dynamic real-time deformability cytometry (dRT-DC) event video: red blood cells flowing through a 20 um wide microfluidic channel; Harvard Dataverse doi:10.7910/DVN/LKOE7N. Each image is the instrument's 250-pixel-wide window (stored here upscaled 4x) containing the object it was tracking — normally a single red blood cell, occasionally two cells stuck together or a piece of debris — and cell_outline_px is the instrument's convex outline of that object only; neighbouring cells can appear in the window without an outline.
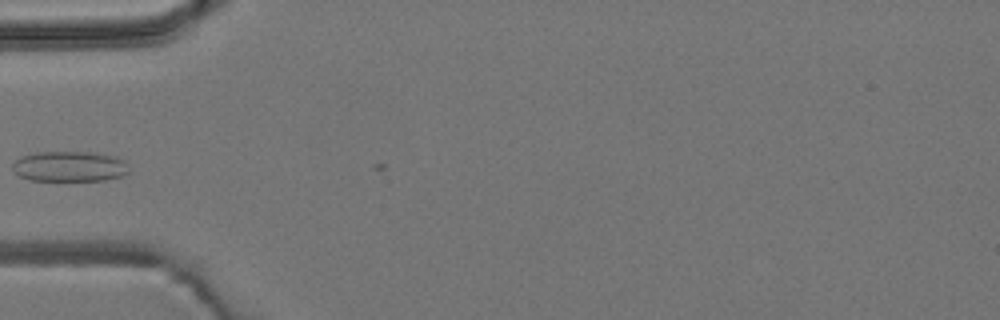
{"species": "common noctule bat (a hibernating species)", "species_latin": "Nyctalus noctula", "temperature_condition": "room temperature", "stored_images_in_passage": 4, "camera_frame_rate_fps": 3000, "um_per_image_px": 0.085, "animal": {"sex": "male", "body_mass_g": 19.2, "forearm_length_mm": 51.8}, "frame": {"image": 1, "passage_image": 4, "time_ms": 4.333, "image_size_px": [1000, 320], "cell_outline_px": [[128, 172], [120, 176], [104, 180], [28, 180], [12, 172], [12, 164], [20, 156], [36, 152], [92, 152], [116, 156], [124, 160]], "centroid_in_image_um": [5.86, 14.14], "position_along_channel_um": 79.1, "area_um2": 20.63}}